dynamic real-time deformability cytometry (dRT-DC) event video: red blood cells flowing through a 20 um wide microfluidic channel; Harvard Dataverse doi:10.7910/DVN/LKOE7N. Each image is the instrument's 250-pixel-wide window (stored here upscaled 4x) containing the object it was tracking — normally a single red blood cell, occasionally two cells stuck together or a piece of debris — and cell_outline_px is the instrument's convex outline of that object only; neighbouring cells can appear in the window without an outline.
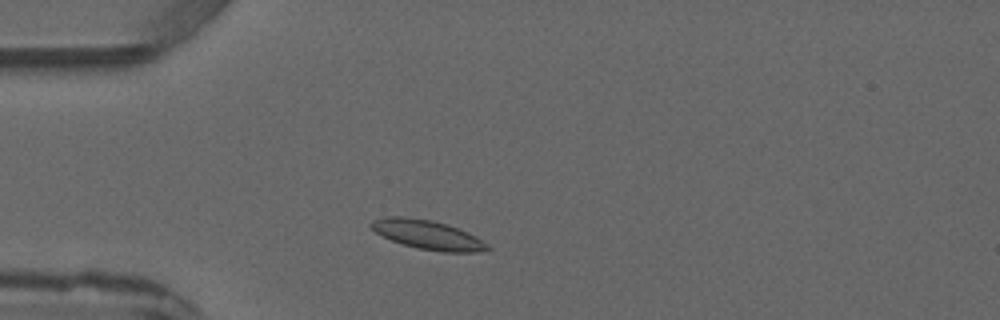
{"species": "common noctule bat (a hibernating species)", "species_latin": "Nyctalus noctula", "temperature_condition": "warm", "stored_images_in_passage": 2, "camera_frame_rate_fps": 3000, "um_per_image_px": 0.085, "animal": {"sex": "male", "forearm_length_mm": 52.5}, "frame": {"image": 1, "passage_image": 2, "time_ms": 1.0, "image_size_px": [1000, 320], "cell_outline_px": [[492, 248], [476, 252], [444, 252], [416, 248], [392, 240], [376, 232], [368, 224], [372, 220], [384, 216], [404, 216], [432, 220], [448, 224], [468, 232], [476, 236], [488, 244]], "centroid_in_image_um": [36.36, 19.94], "position_along_channel_um": 48.6, "area_um2": 19.83}}